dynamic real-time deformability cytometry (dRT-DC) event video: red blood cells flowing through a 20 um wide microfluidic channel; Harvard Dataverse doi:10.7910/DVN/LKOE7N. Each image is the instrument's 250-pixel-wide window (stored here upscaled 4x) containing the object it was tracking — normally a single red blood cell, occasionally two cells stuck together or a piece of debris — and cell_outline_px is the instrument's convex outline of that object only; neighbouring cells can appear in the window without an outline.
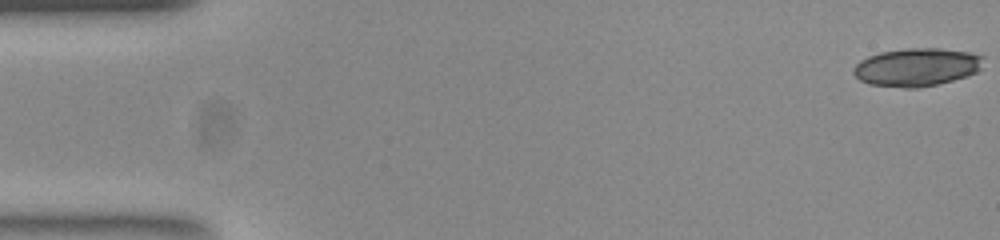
{"species": "common noctule bat (a hibernating species)", "species_latin": "Nyctalus noctula", "temperature_condition": "room temperature", "stored_images_in_passage": 52, "camera_frame_rate_fps": 3000, "um_per_image_px": 0.085, "animal": {"sex": "female", "body_mass_g": 23.0, "forearm_length_mm": 53.4}, "frame": {"image": 1, "passage_image": 1, "time_ms": 0.0, "image_size_px": [1000, 240], "cell_outline_px": [[984, 68], [968, 76], [936, 84], [916, 88], [904, 88], [868, 84], [860, 80], [852, 72], [852, 68], [860, 60], [868, 56], [880, 52], [904, 48], [940, 48], [972, 52], [984, 56]], "centroid_in_image_um": [77.95, 5.7], "position_along_channel_um": 7.0, "area_um2": 29.25}}
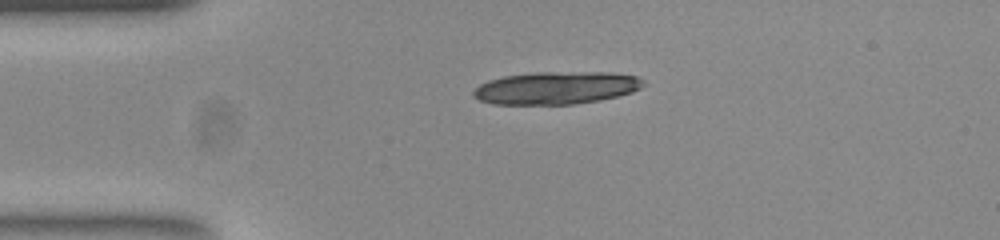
{"frame": {"image": 2, "passage_image": 12, "time_ms": 3.667, "image_size_px": [1000, 240], "cell_outline_px": [[644, 84], [640, 88], [632, 92], [600, 100], [576, 104], [492, 104], [480, 100], [472, 96], [472, 92], [480, 84], [488, 80], [504, 76], [532, 72], [612, 72], [636, 76], [644, 80]], "centroid_in_image_um": [47.27, 7.46], "position_along_channel_um": 37.7, "area_um2": 32.43}}
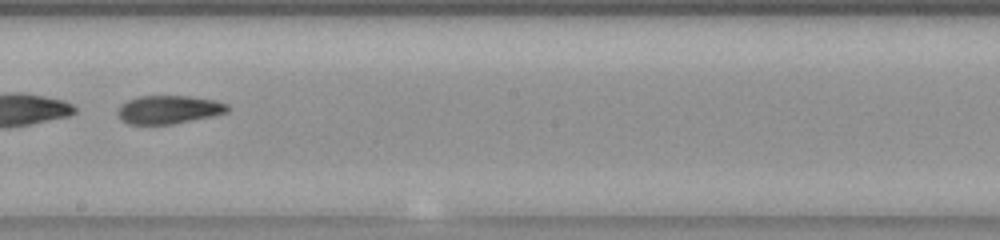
{"frame": {"image": 3, "passage_image": 30, "time_ms": 9.667, "image_size_px": [1000, 240], "cell_outline_px": [[228, 112], [212, 116], [172, 124], [128, 124], [120, 120], [116, 112], [120, 104], [136, 96], [192, 96], [216, 100], [228, 104]], "centroid_in_image_um": [14.31, 9.31], "position_along_channel_um": 233.9, "area_um2": 18.32}, "authors_computed_cell_mechanics": {"area_um2": 28.4376, "velocity_mm_per_s": 3.877, "shape_relaxation_time_tau1_ms": 1.3498, "shape_relaxation_time_tau2_ms": 4.7928, "deformation_change_tau1": 0.2893, "deformation_change_tau2": 0.1297}}